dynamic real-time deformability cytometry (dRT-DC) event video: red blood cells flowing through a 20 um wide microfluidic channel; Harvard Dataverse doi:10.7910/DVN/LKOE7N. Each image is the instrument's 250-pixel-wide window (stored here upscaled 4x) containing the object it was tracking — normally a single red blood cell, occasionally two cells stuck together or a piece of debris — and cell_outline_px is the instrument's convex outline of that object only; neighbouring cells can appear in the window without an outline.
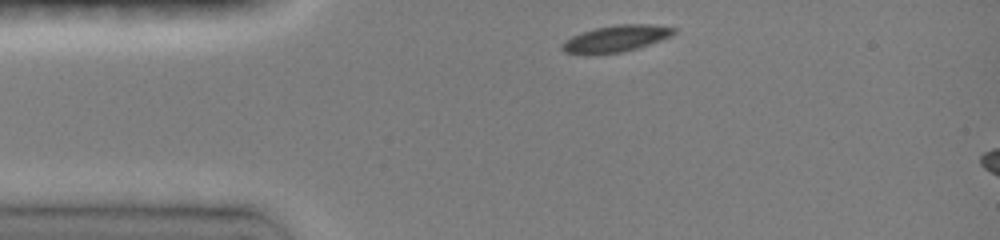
{"species": "common noctule bat (a hibernating species)", "species_latin": "Nyctalus noctula", "temperature_condition": "room temperature", "stored_images_in_passage": 5, "camera_frame_rate_fps": 3000, "um_per_image_px": 0.085, "animal": {"sex": "female", "body_mass_g": 19.0, "forearm_length_mm": 51.5}, "frame": {"image": 1, "passage_image": 1, "time_ms": 0.0, "image_size_px": [1000, 240], "cell_outline_px": [[676, 32], [672, 36], [624, 52], [588, 56], [564, 52], [560, 48], [560, 44], [572, 36], [596, 28], [616, 24], [652, 24], [676, 28]], "centroid_in_image_um": [52.32, 3.3], "position_along_channel_um": 32.7, "area_um2": 17.57}}